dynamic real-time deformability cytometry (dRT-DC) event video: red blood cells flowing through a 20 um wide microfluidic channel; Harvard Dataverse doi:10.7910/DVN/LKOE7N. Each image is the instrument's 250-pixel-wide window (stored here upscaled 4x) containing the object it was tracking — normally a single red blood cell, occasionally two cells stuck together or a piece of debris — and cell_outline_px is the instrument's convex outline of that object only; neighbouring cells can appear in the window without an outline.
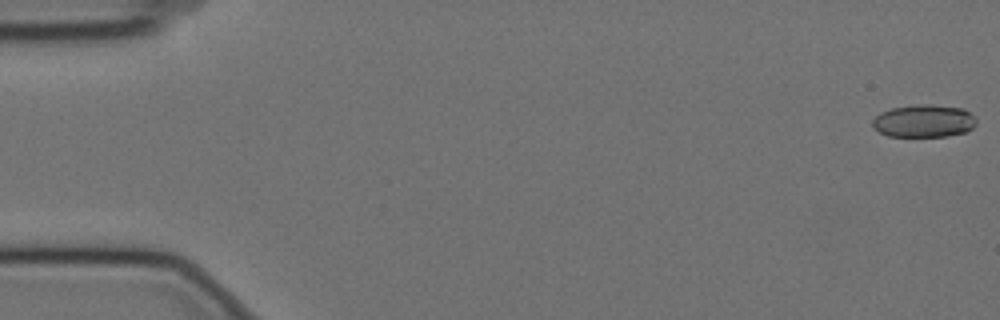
{"species": "Egyptian fruit bat (a non-hibernating species)", "species_latin": "Rousettus aegyptiacus", "temperature_condition": "cold", "stored_images_in_passage": 17, "camera_frame_rate_fps": 3000, "um_per_image_px": 0.085, "animal": {"sex": "female"}, "frame": {"image": 1, "passage_image": 1, "time_ms": 0.0, "image_size_px": [1000, 320], "cell_outline_px": [[976, 124], [972, 128], [964, 132], [948, 136], [888, 136], [872, 128], [872, 120], [880, 112], [892, 108], [920, 104], [932, 104], [964, 108], [976, 116]], "centroid_in_image_um": [78.54, 10.27], "position_along_channel_um": 6.5, "area_um2": 19.94}}
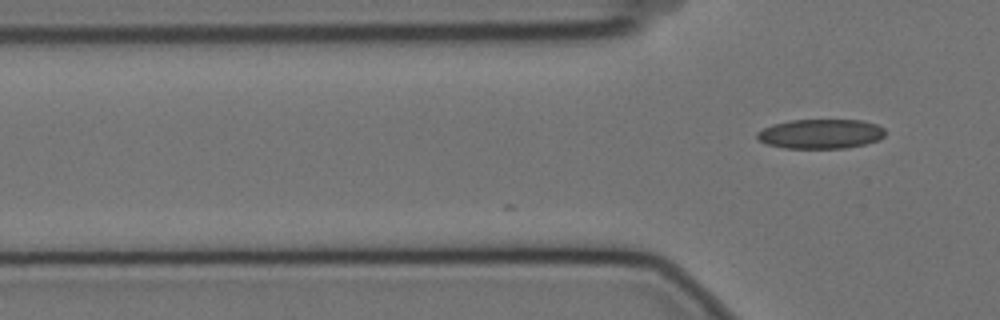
{"frame": {"image": 2, "passage_image": 17, "time_ms": 5.333, "image_size_px": [1000, 320], "cell_outline_px": [[884, 136], [880, 140], [864, 144], [844, 148], [784, 148], [768, 144], [760, 140], [756, 136], [756, 132], [772, 124], [788, 120], [860, 120], [876, 124], [884, 128]], "centroid_in_image_um": [69.75, 11.37], "position_along_channel_um": 56.0, "area_um2": 22.02}}